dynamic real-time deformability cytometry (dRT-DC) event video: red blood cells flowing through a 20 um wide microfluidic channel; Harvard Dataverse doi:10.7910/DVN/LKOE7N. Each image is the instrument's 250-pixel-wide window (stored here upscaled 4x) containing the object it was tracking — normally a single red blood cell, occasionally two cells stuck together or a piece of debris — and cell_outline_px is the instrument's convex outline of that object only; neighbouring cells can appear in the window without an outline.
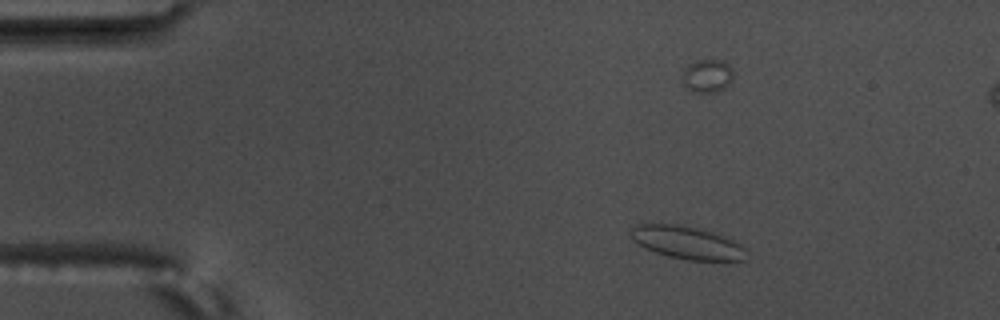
{"species": "common noctule bat (a hibernating species)", "species_latin": "Nyctalus noctula", "temperature_condition": "warm", "stored_images_in_passage": 5, "camera_frame_rate_fps": 3000, "um_per_image_px": 0.085, "animal": {"sex": "male", "body_mass_g": 17.5, "forearm_length_mm": 52.3}, "frame": {"image": 1, "passage_image": 2, "time_ms": 0.333, "image_size_px": [1000, 320], "cell_outline_px": [[744, 260], [684, 260], [668, 256], [644, 248], [632, 240], [628, 232], [636, 224], [676, 224], [696, 228], [712, 232], [724, 236], [740, 244], [744, 248]], "centroid_in_image_um": [58.32, 20.62], "position_along_channel_um": 26.7, "area_um2": 21.91}}